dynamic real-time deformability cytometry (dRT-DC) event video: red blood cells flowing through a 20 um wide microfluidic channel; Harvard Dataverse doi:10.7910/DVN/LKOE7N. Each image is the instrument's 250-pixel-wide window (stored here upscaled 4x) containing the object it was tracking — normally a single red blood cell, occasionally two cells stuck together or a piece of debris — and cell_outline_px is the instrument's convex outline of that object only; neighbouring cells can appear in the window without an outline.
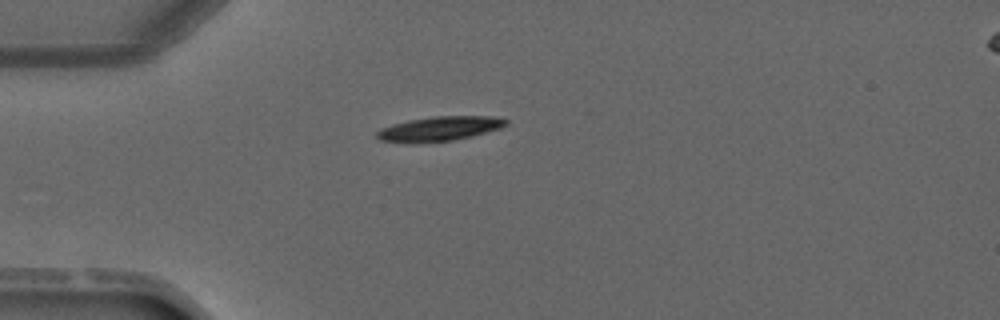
{"species": "common noctule bat (a hibernating species)", "species_latin": "Nyctalus noctula", "temperature_condition": "warm", "stored_images_in_passage": 1, "camera_frame_rate_fps": 3000, "um_per_image_px": 0.085, "animal": {"sex": "male", "forearm_length_mm": 52.5}, "frame": {"image": 1, "passage_image": 1, "time_ms": 0.0, "image_size_px": [1000, 320], "cell_outline_px": [[508, 124], [500, 128], [472, 136], [452, 140], [380, 140], [376, 136], [376, 132], [380, 128], [392, 124], [408, 120], [432, 116], [496, 116], [508, 120]], "centroid_in_image_um": [37.45, 10.88], "position_along_channel_um": 47.6, "area_um2": 17.63}}